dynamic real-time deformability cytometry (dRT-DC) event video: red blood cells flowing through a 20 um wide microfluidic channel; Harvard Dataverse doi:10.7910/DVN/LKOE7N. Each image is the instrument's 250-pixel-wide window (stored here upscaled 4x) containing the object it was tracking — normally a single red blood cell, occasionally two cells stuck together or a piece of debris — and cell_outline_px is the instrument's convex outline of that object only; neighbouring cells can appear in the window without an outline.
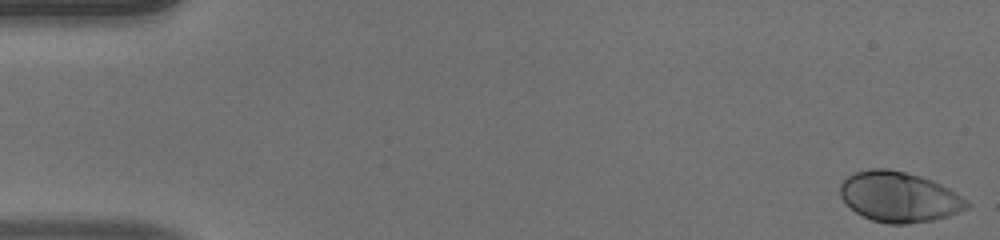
{"species": "human", "species_latin": "Homo sapiens", "temperature_condition": "warm", "stored_images_in_passage": 52, "camera_frame_rate_fps": 3000, "um_per_image_px": 0.085, "donor": {"sex": "male"}, "frame": {"image": 1, "passage_image": 1, "time_ms": 0.0, "image_size_px": [1000, 240], "cell_outline_px": [[972, 204], [968, 208], [960, 212], [948, 216], [932, 220], [904, 224], [888, 224], [872, 220], [856, 212], [844, 204], [840, 196], [840, 184], [848, 176], [856, 172], [872, 168], [888, 168], [920, 176], [932, 180], [956, 192], [968, 200]], "centroid_in_image_um": [76.43, 16.74], "position_along_channel_um": 8.6, "area_um2": 37.28}}
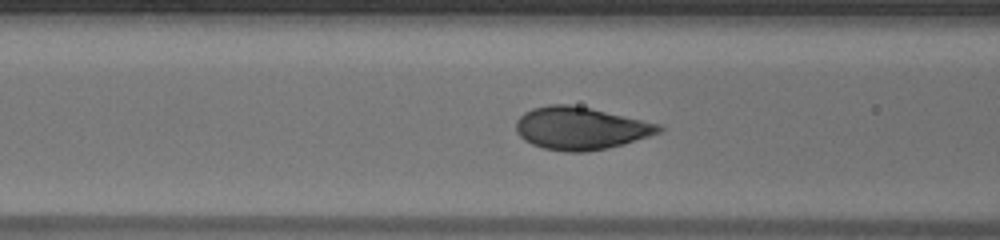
{"frame": {"image": 2, "passage_image": 21, "time_ms": 6.667, "image_size_px": [1000, 240], "cell_outline_px": [[664, 128], [660, 132], [624, 144], [608, 148], [584, 152], [564, 152], [544, 148], [532, 144], [524, 140], [516, 132], [516, 120], [524, 112], [532, 108], [548, 104], [568, 104], [588, 108], [660, 124]], "centroid_in_image_um": [49.31, 10.91], "position_along_channel_um": 117.3, "area_um2": 35.26}}
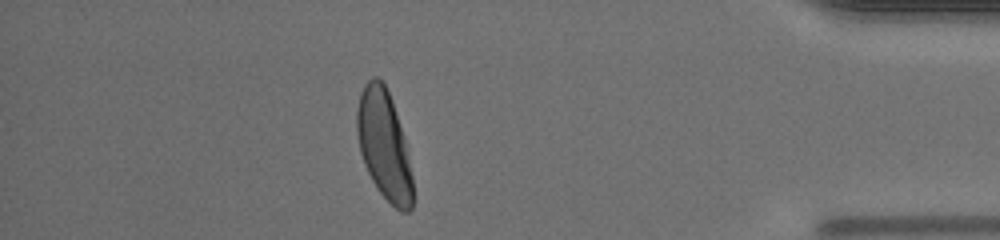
{"frame": {"image": 3, "passage_image": 46, "time_ms": 15.0, "image_size_px": [1000, 240], "cell_outline_px": [[412, 208], [408, 212], [400, 212], [380, 192], [372, 180], [364, 164], [360, 152], [356, 132], [356, 108], [360, 92], [364, 84], [372, 76], [376, 76], [384, 84], [392, 100], [404, 136], [412, 176]], "centroid_in_image_um": [32.62, 12.29], "position_along_channel_um": 402.6, "area_um2": 35.43}, "authors_computed_cell_mechanics": {"area_um2": 35.5759, "velocity_mm_per_s": 3.9186, "shape_relaxation_time_tau1_ms": 2.1247, "shape_relaxation_time_tau2_ms": null, "deformation_change_tau1": 0.1806, "deformation_change_tau2": null}}